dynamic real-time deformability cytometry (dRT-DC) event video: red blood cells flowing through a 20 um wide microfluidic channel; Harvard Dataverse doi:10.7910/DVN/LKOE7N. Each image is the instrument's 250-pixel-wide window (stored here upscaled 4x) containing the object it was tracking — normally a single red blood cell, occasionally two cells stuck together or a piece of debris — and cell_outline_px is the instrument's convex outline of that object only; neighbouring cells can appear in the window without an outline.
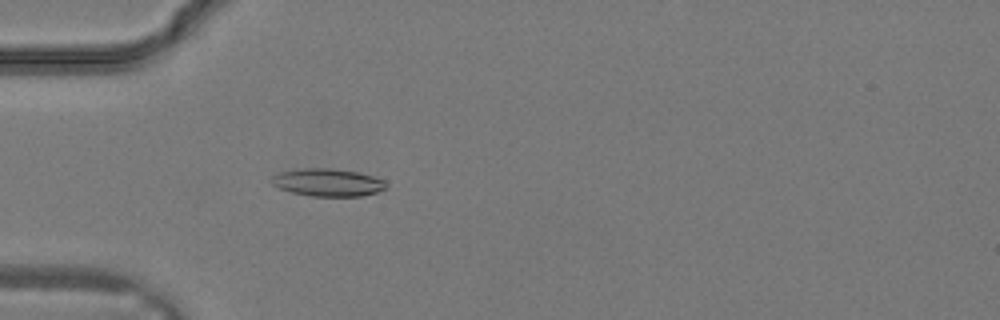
{"species": "common noctule bat (a hibernating species)", "species_latin": "Nyctalus noctula", "temperature_condition": "warm", "stored_images_in_passage": 29, "camera_frame_rate_fps": 3000, "um_per_image_px": 0.085, "animal": {"sex": "male", "body_mass_g": 19.2, "forearm_length_mm": 51.8}, "frame": {"image": 1, "passage_image": 7, "time_ms": 2.0, "image_size_px": [1000, 320], "cell_outline_px": [[388, 188], [376, 192], [360, 196], [312, 196], [292, 192], [280, 188], [272, 184], [272, 176], [280, 172], [304, 168], [332, 168], [356, 172], [372, 176], [384, 180], [388, 184]], "centroid_in_image_um": [27.89, 15.51], "position_along_channel_um": 57.1, "area_um2": 18.32}}
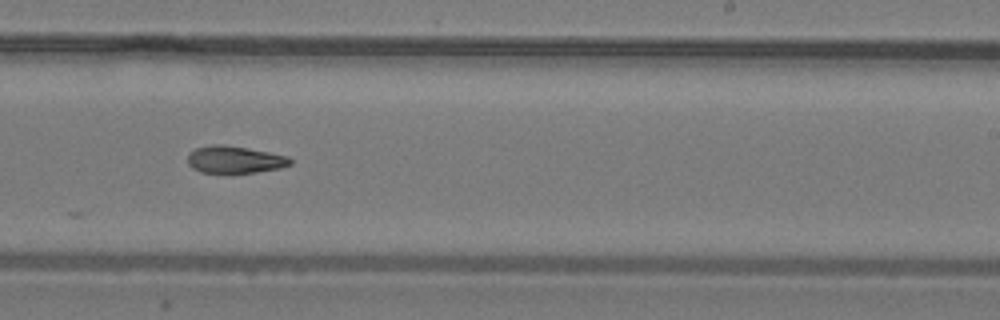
{"frame": {"image": 2, "passage_image": 17, "time_ms": 5.333, "image_size_px": [1000, 320], "cell_outline_px": [[292, 164], [280, 168], [256, 172], [200, 172], [192, 168], [188, 164], [188, 152], [196, 148], [212, 144], [224, 144], [248, 148], [288, 156], [292, 160]], "centroid_in_image_um": [19.94, 13.55], "position_along_channel_um": 269.1, "area_um2": 16.24}}
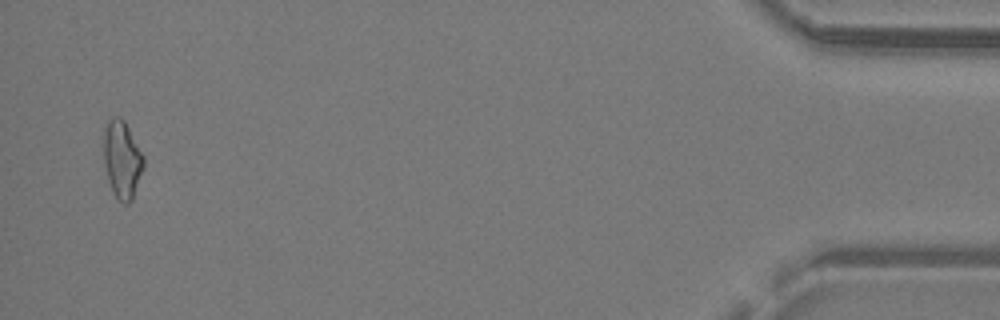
{"frame": {"image": 3, "passage_image": 28, "time_ms": 9.0, "image_size_px": [1000, 320], "cell_outline_px": [[144, 168], [132, 200], [128, 204], [124, 204], [116, 196], [108, 180], [104, 164], [104, 132], [108, 120], [112, 116], [120, 116], [124, 120], [144, 156]], "centroid_in_image_um": [10.39, 13.54], "position_along_channel_um": 424.8, "area_um2": 17.98}}